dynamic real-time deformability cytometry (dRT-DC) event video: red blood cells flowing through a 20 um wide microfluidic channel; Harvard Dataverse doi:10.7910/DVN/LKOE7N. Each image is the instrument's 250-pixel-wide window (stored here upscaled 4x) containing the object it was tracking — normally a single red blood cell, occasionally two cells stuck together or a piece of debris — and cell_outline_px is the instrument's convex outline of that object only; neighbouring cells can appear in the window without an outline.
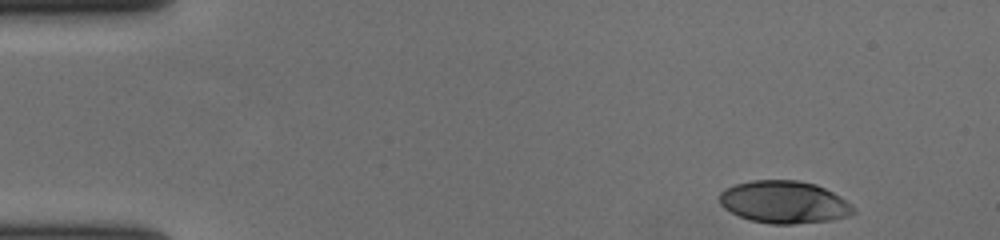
{"species": "human", "species_latin": "Homo sapiens", "temperature_condition": "cold", "stored_images_in_passage": 43, "camera_frame_rate_fps": 3000, "um_per_image_px": 0.085, "donor": {"sex": "female"}, "frame": {"image": 1, "passage_image": 1, "time_ms": 0.0, "image_size_px": [1000, 240], "cell_outline_px": [[856, 212], [848, 216], [832, 220], [792, 224], [772, 224], [752, 220], [740, 216], [724, 208], [720, 204], [720, 192], [724, 188], [736, 184], [752, 180], [796, 180], [816, 184], [840, 196], [852, 204], [856, 208]], "centroid_in_image_um": [66.68, 17.18], "position_along_channel_um": 18.3, "area_um2": 33.12}}
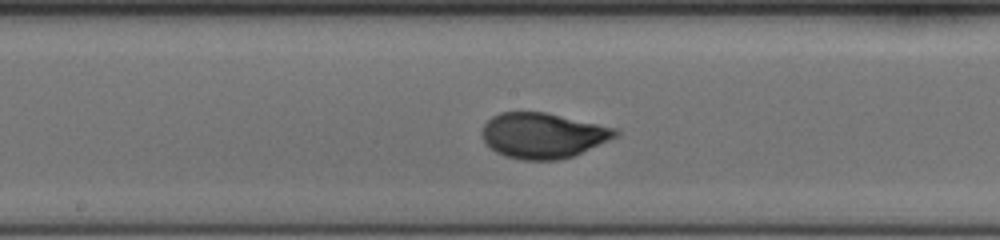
{"frame": {"image": 2, "passage_image": 25, "time_ms": 8.0, "image_size_px": [1000, 240], "cell_outline_px": [[620, 132], [616, 136], [572, 156], [556, 160], [520, 160], [504, 156], [496, 152], [484, 144], [480, 132], [484, 124], [492, 116], [500, 112], [544, 112], [616, 128]], "centroid_in_image_um": [46.06, 11.52], "position_along_channel_um": 202.1, "area_um2": 35.14}}
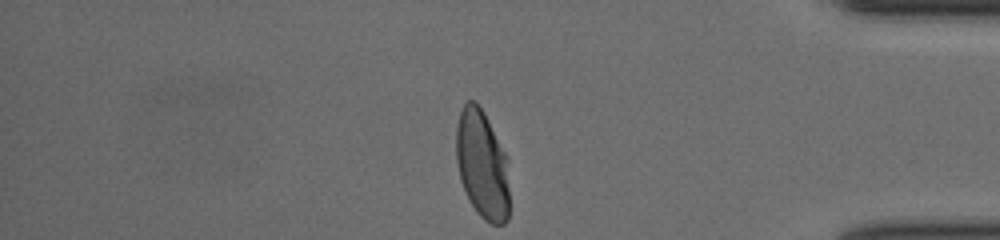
{"frame": {"image": 3, "passage_image": 43, "time_ms": 14.0, "image_size_px": [1000, 240], "cell_outline_px": [[508, 220], [504, 224], [492, 224], [484, 220], [476, 212], [468, 200], [460, 180], [456, 160], [456, 128], [460, 112], [464, 104], [468, 100], [472, 100], [484, 112], [508, 156]], "centroid_in_image_um": [40.99, 14.01], "position_along_channel_um": 394.2, "area_um2": 34.1}, "authors_computed_cell_mechanics": {"area_um2": 34.68, "velocity_mm_per_s": 3.6684, "shape_relaxation_time_tau1_ms": 4.0601, "shape_relaxation_time_tau2_ms": null, "deformation_change_tau1": 0.1831, "deformation_change_tau2": null}}